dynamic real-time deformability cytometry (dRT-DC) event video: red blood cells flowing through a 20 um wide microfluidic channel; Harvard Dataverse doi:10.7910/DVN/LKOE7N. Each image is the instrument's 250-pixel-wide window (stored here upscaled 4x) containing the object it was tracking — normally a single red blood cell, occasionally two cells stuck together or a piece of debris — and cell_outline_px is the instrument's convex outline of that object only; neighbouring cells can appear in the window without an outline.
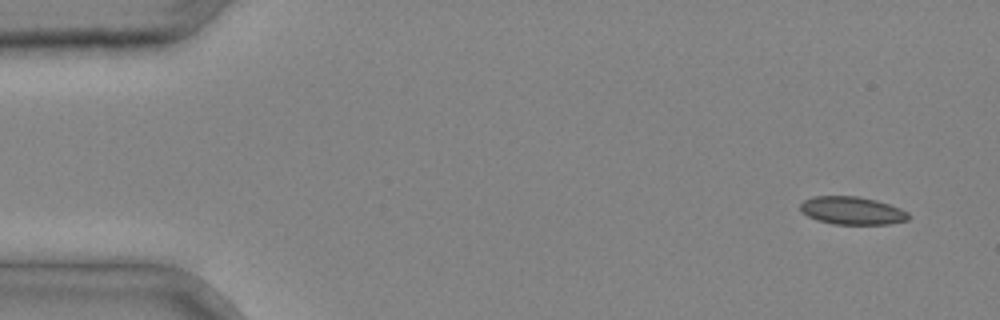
{"species": "common noctule bat (a hibernating species)", "species_latin": "Nyctalus noctula", "temperature_condition": "cold", "stored_images_in_passage": 4, "segment_of_instrument_passage": [1, 2], "camera_frame_rate_fps": 3000, "um_per_image_px": 0.085, "animal": {"sex": "male", "body_mass_g": 20.4}, "frame": {"image": 1, "passage_image": 1, "time_ms": 0.0, "image_size_px": [1000, 320], "cell_outline_px": [[912, 216], [908, 220], [888, 224], [832, 224], [816, 220], [800, 212], [800, 204], [804, 200], [812, 196], [856, 196], [876, 200], [900, 208], [908, 212]], "centroid_in_image_um": [72.42, 17.9], "position_along_channel_um": 12.6, "area_um2": 17.74}}